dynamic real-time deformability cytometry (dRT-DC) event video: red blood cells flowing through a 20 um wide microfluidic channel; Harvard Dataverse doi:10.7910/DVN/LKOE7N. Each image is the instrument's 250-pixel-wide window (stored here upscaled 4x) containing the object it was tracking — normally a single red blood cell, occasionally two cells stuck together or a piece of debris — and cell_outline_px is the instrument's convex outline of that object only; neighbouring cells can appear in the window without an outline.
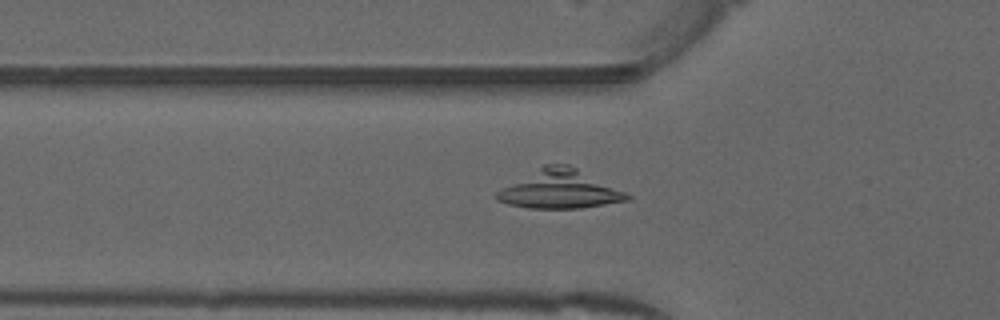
{"species": "common noctule bat (a hibernating species)", "species_latin": "Nyctalus noctula", "temperature_condition": "warm", "stored_images_in_passage": 39, "camera_frame_rate_fps": 3000, "um_per_image_px": 0.085, "animal": {"sex": "male", "forearm_length_mm": 52.5}, "frame": {"image": 1, "passage_image": 12, "time_ms": 3.667, "image_size_px": [1000, 320], "cell_outline_px": [[632, 196], [628, 200], [580, 208], [528, 208], [508, 204], [496, 200], [496, 192], [544, 164], [568, 164]], "centroid_in_image_um": [47.55, 16.1], "position_along_channel_um": 78.3, "area_um2": 28.5}}